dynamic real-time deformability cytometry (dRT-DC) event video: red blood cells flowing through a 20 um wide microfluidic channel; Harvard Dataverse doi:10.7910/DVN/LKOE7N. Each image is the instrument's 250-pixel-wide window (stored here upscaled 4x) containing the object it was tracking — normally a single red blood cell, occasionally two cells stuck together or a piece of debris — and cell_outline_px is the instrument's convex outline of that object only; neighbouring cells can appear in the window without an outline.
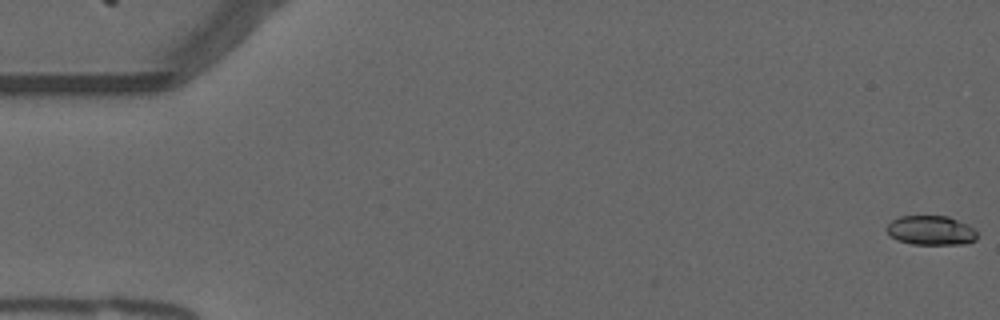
{"species": "common noctule bat (a hibernating species)", "species_latin": "Nyctalus noctula", "temperature_condition": "warm", "stored_images_in_passage": 55, "camera_frame_rate_fps": 3000, "um_per_image_px": 0.085, "animal": {"sex": "male", "forearm_length_mm": 52.5}, "frame": {"image": 1, "passage_image": 1, "time_ms": 0.0, "image_size_px": [1000, 320], "cell_outline_px": [[976, 240], [964, 244], [912, 244], [896, 240], [884, 228], [892, 220], [900, 216], [948, 216], [968, 224], [976, 228]], "centroid_in_image_um": [79.14, 19.58], "position_along_channel_um": 5.9, "area_um2": 15.61}}
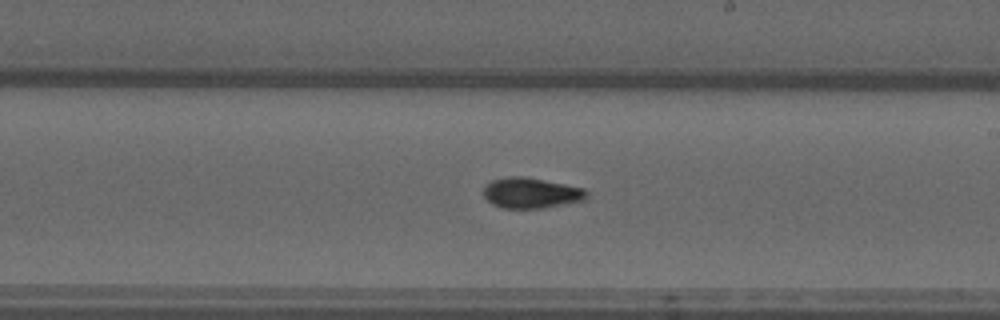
{"frame": {"image": 2, "passage_image": 32, "time_ms": 10.333, "image_size_px": [1000, 320], "cell_outline_px": [[588, 196], [584, 200], [544, 208], [504, 208], [492, 204], [484, 196], [484, 188], [492, 180], [508, 176], [524, 176], [584, 188], [588, 192]], "centroid_in_image_um": [45.16, 16.4], "position_along_channel_um": 243.8, "area_um2": 18.26}}
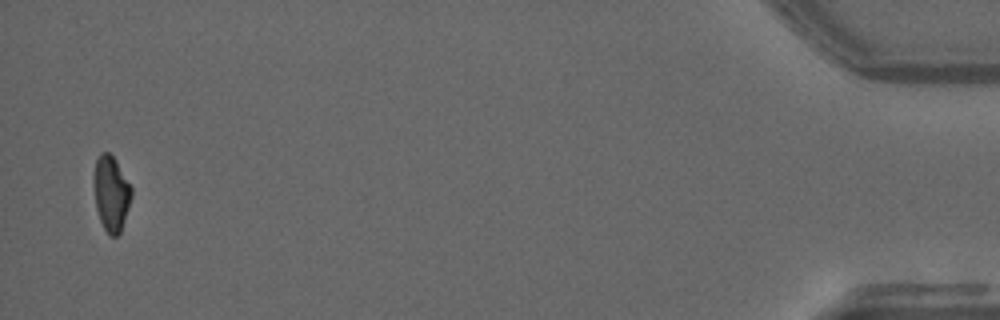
{"frame": {"image": 3, "passage_image": 54, "time_ms": 17.667, "image_size_px": [1000, 320], "cell_outline_px": [[132, 196], [120, 232], [116, 236], [108, 236], [100, 220], [96, 208], [92, 176], [92, 172], [96, 160], [100, 152], [108, 152], [116, 160], [132, 188]], "centroid_in_image_um": [9.42, 16.41], "position_along_channel_um": 425.8, "area_um2": 16.65}, "authors_computed_cell_mechanics": {"area_um2": 17.1666, "velocity_mm_per_s": 3.745, "shape_relaxation_time_tau1_ms": 9.1486, "shape_relaxation_time_tau2_ms": 5.6942, "deformation_change_tau1": 0.2205, "deformation_change_tau2": 0.1073}}